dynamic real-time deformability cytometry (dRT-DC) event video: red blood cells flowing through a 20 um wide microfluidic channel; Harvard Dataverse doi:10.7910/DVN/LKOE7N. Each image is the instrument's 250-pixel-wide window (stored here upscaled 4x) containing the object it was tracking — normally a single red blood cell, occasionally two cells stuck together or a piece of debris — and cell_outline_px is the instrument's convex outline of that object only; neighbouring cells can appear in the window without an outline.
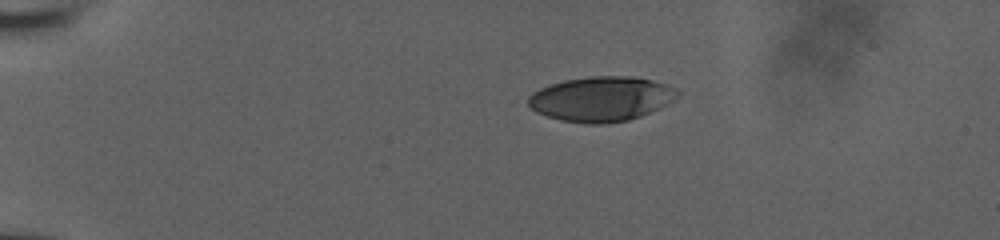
{"species": "human", "species_latin": "Homo sapiens", "temperature_condition": "room temperature", "stored_images_in_passage": 33, "camera_frame_rate_fps": 3000, "um_per_image_px": 0.085, "donor": {"sex": "male"}, "frame": {"image": 1, "passage_image": 1, "time_ms": 0.0, "image_size_px": [1000, 240], "cell_outline_px": [[680, 96], [676, 100], [660, 108], [640, 116], [628, 120], [604, 124], [588, 124], [560, 120], [536, 112], [528, 104], [528, 96], [532, 92], [540, 88], [564, 80], [588, 76], [632, 76], [652, 80], [668, 84], [676, 88], [680, 92]], "centroid_in_image_um": [51.15, 8.4], "position_along_channel_um": 33.8, "area_um2": 39.3}}
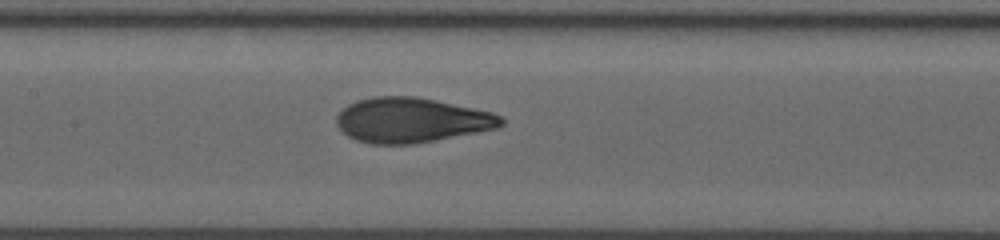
{"frame": {"image": 2, "passage_image": 17, "time_ms": 5.667, "image_size_px": [1000, 240], "cell_outline_px": [[504, 124], [496, 128], [436, 140], [412, 144], [372, 144], [356, 140], [348, 136], [336, 124], [336, 116], [340, 108], [356, 100], [376, 96], [416, 96], [492, 112], [504, 116]], "centroid_in_image_um": [34.94, 10.2], "position_along_channel_um": 172.5, "area_um2": 43.12}}
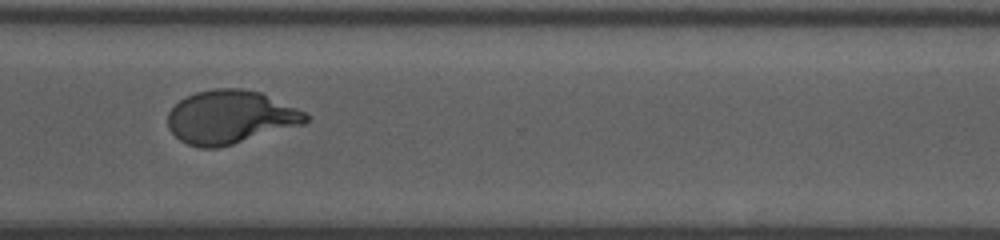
{"frame": {"image": 3, "passage_image": 32, "time_ms": 10.333, "image_size_px": [1000, 240], "cell_outline_px": [[308, 120], [304, 124], [232, 144], [216, 148], [200, 148], [188, 144], [180, 140], [168, 128], [168, 112], [180, 100], [196, 92], [212, 88], [240, 88], [260, 92], [296, 108], [304, 112], [308, 116]], "centroid_in_image_um": [19.55, 9.95], "position_along_channel_um": 351.0, "area_um2": 42.54}}